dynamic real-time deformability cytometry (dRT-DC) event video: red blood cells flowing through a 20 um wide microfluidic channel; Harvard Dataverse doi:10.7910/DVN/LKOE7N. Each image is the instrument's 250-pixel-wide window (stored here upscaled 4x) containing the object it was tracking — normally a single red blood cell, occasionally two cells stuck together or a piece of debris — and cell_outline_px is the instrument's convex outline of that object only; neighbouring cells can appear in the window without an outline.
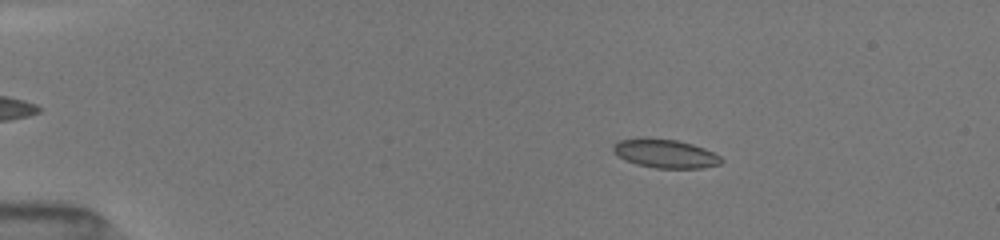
{"species": "common noctule bat (a hibernating species)", "species_latin": "Nyctalus noctula", "temperature_condition": "room temperature", "stored_images_in_passage": 32, "camera_frame_rate_fps": 3000, "um_per_image_px": 0.085, "animal": {"sex": "female", "body_mass_g": 19.5, "forearm_length_mm": 54.1}, "frame": {"image": 1, "passage_image": 13, "time_ms": 2.667, "image_size_px": [1000, 240], "cell_outline_px": [[724, 160], [720, 164], [700, 168], [656, 168], [636, 164], [620, 156], [612, 148], [620, 140], [676, 140], [692, 144], [712, 152], [720, 156]], "centroid_in_image_um": [56.64, 13.1], "position_along_channel_um": 28.4, "area_um2": 17.11}}
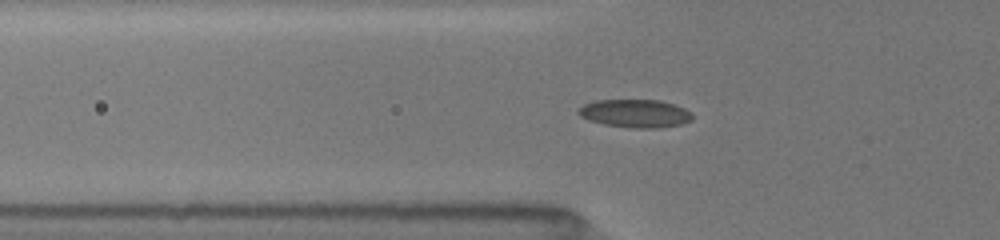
{"frame": {"image": 2, "passage_image": 27, "time_ms": 5.667, "image_size_px": [1000, 240], "cell_outline_px": [[692, 116], [688, 120], [680, 124], [660, 128], [628, 128], [604, 124], [588, 120], [580, 116], [580, 108], [584, 104], [600, 100], [656, 100], [672, 104], [688, 112]], "centroid_in_image_um": [53.93, 9.65], "position_along_channel_um": 71.9, "area_um2": 18.15}}
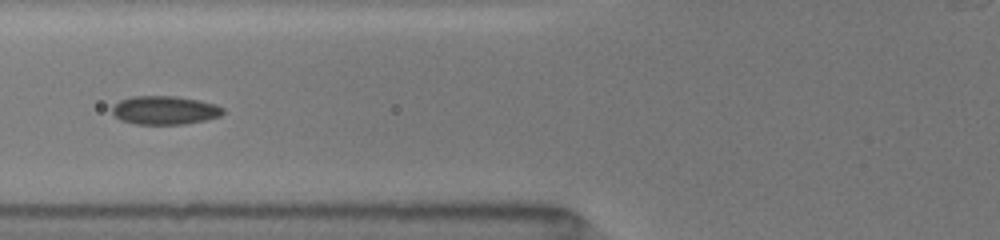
{"frame": {"image": 3, "passage_image": 31, "time_ms": 6.667, "image_size_px": [1000, 240], "cell_outline_px": [[224, 112], [220, 116], [204, 120], [184, 124], [136, 124], [120, 120], [112, 112], [112, 108], [120, 100], [136, 96], [172, 96], [196, 100], [212, 104], [224, 108]], "centroid_in_image_um": [13.98, 9.38], "position_along_channel_um": 111.8, "area_um2": 18.09}}